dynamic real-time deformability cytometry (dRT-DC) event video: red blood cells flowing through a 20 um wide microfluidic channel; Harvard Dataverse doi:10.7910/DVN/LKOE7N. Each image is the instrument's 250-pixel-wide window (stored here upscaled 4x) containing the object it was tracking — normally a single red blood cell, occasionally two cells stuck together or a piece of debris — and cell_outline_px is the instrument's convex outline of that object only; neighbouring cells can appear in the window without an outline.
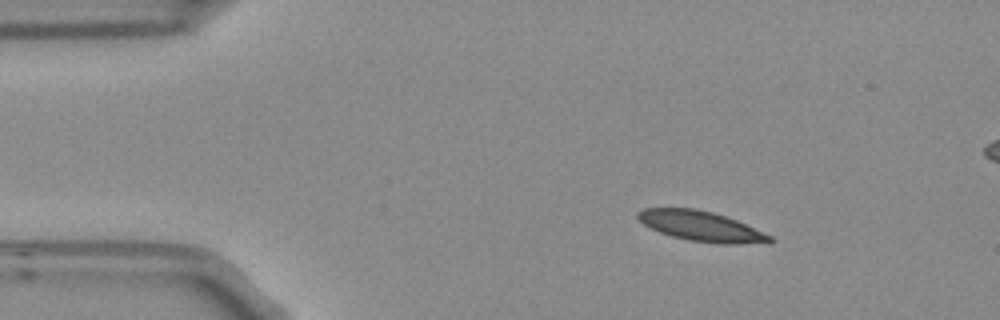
{"species": "Egyptian fruit bat (a non-hibernating species)", "species_latin": "Rousettus aegyptiacus", "temperature_condition": "room temperature", "stored_images_in_passage": 4, "camera_frame_rate_fps": 3000, "um_per_image_px": 0.085, "frame": {"image": 1, "passage_image": 1, "time_ms": 0.0, "image_size_px": [1000, 320], "cell_outline_px": [[776, 240], [736, 244], [720, 244], [688, 240], [672, 236], [660, 232], [644, 224], [636, 216], [636, 212], [644, 208], [696, 208], [712, 212], [736, 220], [772, 236]], "centroid_in_image_um": [59.55, 19.21], "position_along_channel_um": 25.5, "area_um2": 22.77}}